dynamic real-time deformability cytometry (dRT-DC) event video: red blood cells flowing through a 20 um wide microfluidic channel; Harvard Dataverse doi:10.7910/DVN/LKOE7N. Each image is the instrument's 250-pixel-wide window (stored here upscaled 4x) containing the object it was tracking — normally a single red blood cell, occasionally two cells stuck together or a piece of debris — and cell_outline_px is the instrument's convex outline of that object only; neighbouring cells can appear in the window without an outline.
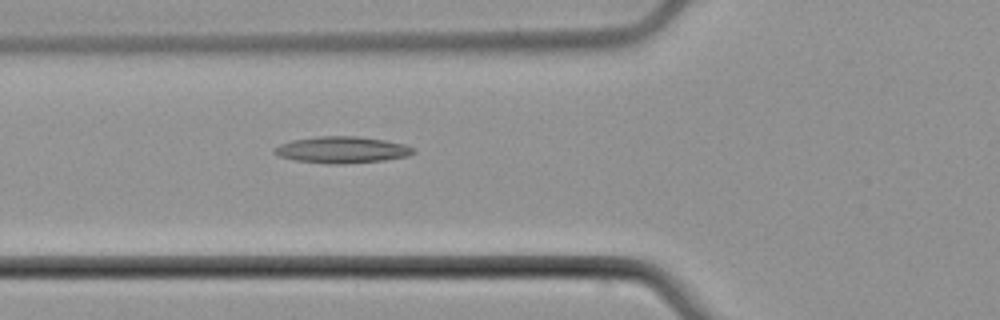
{"species": "common noctule bat (a hibernating species)", "species_latin": "Nyctalus noctula", "temperature_condition": "cold", "stored_images_in_passage": 5, "camera_frame_rate_fps": 3000, "um_per_image_px": 0.085, "animal": {"sex": "male", "body_mass_g": 21.5, "forearm_length_mm": 52.0}, "frame": {"image": 1, "passage_image": 5, "time_ms": 6.0, "image_size_px": [1000, 320], "cell_outline_px": [[416, 152], [408, 156], [384, 160], [344, 164], [328, 164], [296, 160], [280, 156], [272, 152], [272, 148], [280, 144], [292, 140], [316, 136], [356, 136], [384, 140], [404, 144], [412, 148]], "centroid_in_image_um": [29.04, 12.73], "position_along_channel_um": 96.8, "area_um2": 21.5}}